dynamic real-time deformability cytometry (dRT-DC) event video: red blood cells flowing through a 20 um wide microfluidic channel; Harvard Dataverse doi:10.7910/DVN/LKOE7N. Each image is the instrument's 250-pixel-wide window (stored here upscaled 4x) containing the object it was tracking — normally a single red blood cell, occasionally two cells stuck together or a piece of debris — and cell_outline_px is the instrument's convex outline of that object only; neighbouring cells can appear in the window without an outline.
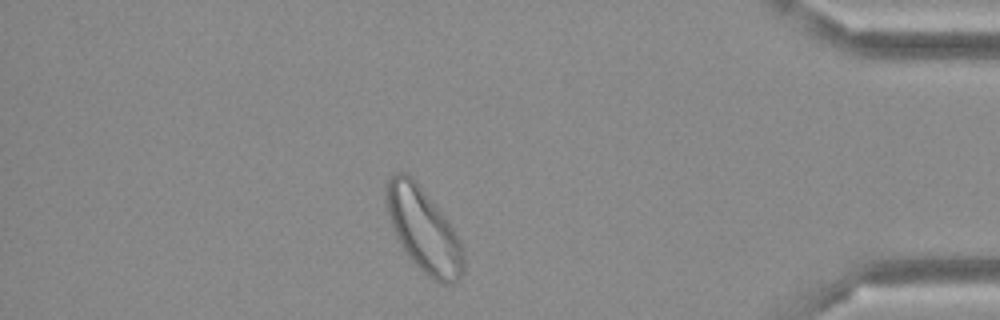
{"species": "Egyptian fruit bat (a non-hibernating species)", "species_latin": "Rousettus aegyptiacus", "temperature_condition": "cold", "stored_images_in_passage": 44, "camera_frame_rate_fps": 3000, "um_per_image_px": 0.085, "frame": {"image": 1, "passage_image": 38, "time_ms": 12.333, "image_size_px": [1000, 320], "cell_outline_px": [[464, 272], [460, 280], [452, 284], [440, 284], [428, 276], [412, 260], [396, 236], [392, 228], [388, 216], [384, 200], [384, 192], [388, 180], [396, 172], [404, 172], [412, 176], [448, 220], [460, 240], [464, 252]], "centroid_in_image_um": [36.01, 19.55], "position_along_channel_um": 399.2, "area_um2": 37.86}}